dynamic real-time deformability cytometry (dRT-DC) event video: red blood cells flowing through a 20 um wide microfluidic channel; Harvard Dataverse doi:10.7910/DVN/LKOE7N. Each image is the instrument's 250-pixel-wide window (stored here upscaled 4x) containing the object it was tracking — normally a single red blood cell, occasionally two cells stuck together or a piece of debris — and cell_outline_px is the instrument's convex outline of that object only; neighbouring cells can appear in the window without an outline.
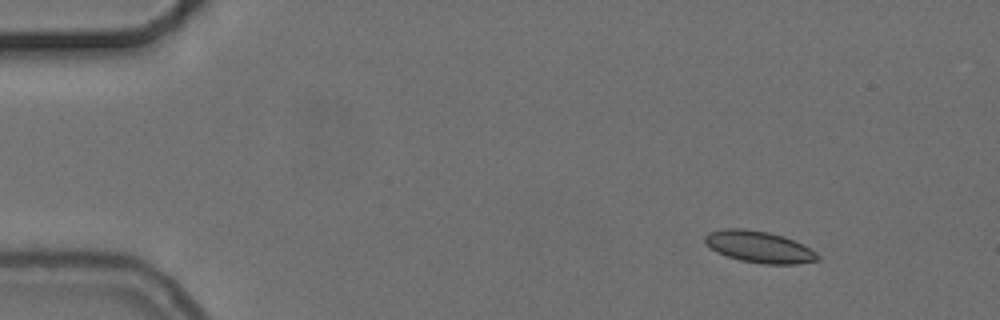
{"species": "common noctule bat (a hibernating species)", "species_latin": "Nyctalus noctula", "temperature_condition": "cold", "stored_images_in_passage": 3, "camera_frame_rate_fps": 3000, "um_per_image_px": 0.085, "animal": {"sex": "female", "body_mass_g": 24.6, "forearm_length_mm": 56.2}, "frame": {"image": 1, "passage_image": 1, "time_ms": 0.0, "image_size_px": [1000, 320], "cell_outline_px": [[820, 260], [796, 264], [764, 264], [740, 260], [716, 252], [704, 240], [704, 236], [708, 232], [724, 228], [744, 228], [768, 232], [784, 236], [816, 252], [820, 256]], "centroid_in_image_um": [64.52, 20.98], "position_along_channel_um": 20.5, "area_um2": 20.63}}
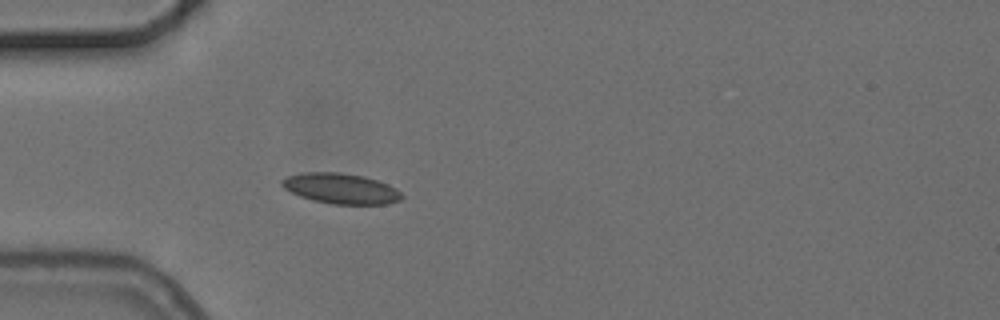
{"frame": {"image": 2, "passage_image": 3, "time_ms": 3.333, "image_size_px": [1000, 320], "cell_outline_px": [[404, 196], [400, 200], [388, 204], [332, 204], [312, 200], [300, 196], [284, 188], [280, 184], [280, 180], [288, 176], [304, 172], [340, 172], [364, 176], [388, 184], [396, 188]], "centroid_in_image_um": [28.98, 16.02], "position_along_channel_um": 56.0, "area_um2": 21.33}}